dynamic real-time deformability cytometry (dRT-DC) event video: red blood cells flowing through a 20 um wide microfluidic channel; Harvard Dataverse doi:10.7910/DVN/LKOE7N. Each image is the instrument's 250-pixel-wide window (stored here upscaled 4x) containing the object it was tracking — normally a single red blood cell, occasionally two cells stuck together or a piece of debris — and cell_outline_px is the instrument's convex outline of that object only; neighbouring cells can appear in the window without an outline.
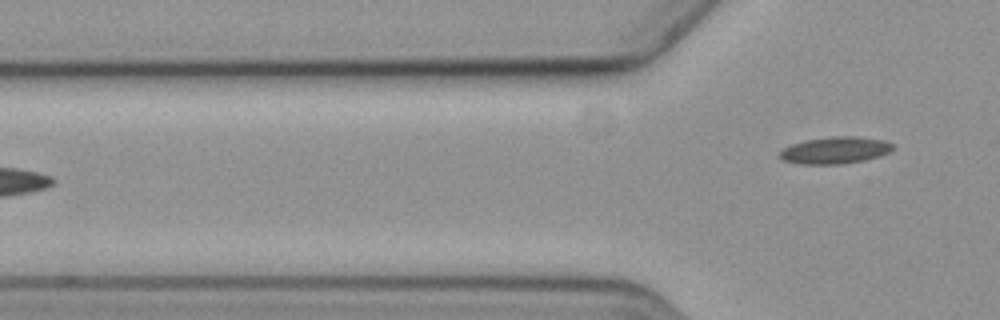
{"species": "common noctule bat (a hibernating species)", "species_latin": "Nyctalus noctula", "temperature_condition": "cold", "stored_images_in_passage": 4, "camera_frame_rate_fps": 3000, "um_per_image_px": 0.085, "animal": {"sex": "female", "body_mass_g": 19.3, "forearm_length_mm": 54.1}, "frame": {"image": 1, "passage_image": 4, "time_ms": 3.667, "image_size_px": [1000, 320], "cell_outline_px": [[896, 148], [880, 156], [864, 160], [840, 164], [800, 164], [784, 160], [776, 156], [784, 148], [792, 144], [804, 140], [832, 136], [860, 136], [884, 140], [896, 144]], "centroid_in_image_um": [71.02, 12.76], "position_along_channel_um": 54.8, "area_um2": 17.98}}